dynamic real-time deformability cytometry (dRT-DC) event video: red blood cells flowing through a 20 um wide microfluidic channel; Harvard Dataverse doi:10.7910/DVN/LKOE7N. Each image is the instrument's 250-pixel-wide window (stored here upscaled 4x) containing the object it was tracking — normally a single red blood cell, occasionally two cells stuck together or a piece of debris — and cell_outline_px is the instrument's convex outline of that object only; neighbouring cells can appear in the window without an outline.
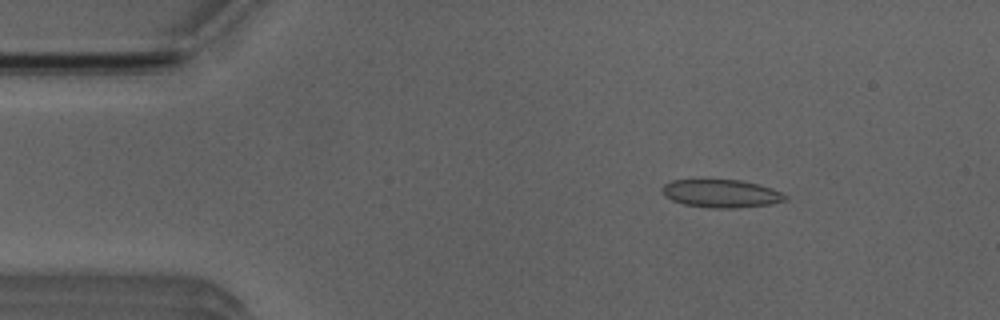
{"species": "Egyptian fruit bat (a non-hibernating species)", "species_latin": "Rousettus aegyptiacus", "temperature_condition": "room temperature", "stored_images_in_passage": 4, "camera_frame_rate_fps": 3000, "um_per_image_px": 0.085, "animal": {"sex": "male"}, "frame": {"image": 1, "passage_image": 2, "time_ms": 1.333, "image_size_px": [1000, 320], "cell_outline_px": [[788, 200], [768, 204], [736, 208], [712, 208], [684, 204], [672, 200], [664, 196], [660, 188], [664, 184], [672, 180], [740, 180], [760, 184], [772, 188], [788, 196]], "centroid_in_image_um": [61.3, 16.45], "position_along_channel_um": 23.7, "area_um2": 20.11}}
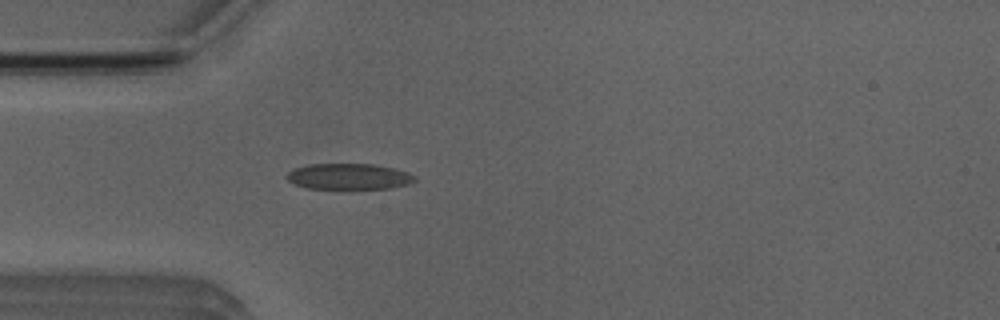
{"frame": {"image": 2, "passage_image": 4, "time_ms": 3.667, "image_size_px": [1000, 320], "cell_outline_px": [[416, 180], [408, 184], [392, 188], [348, 192], [344, 192], [308, 188], [296, 184], [288, 180], [284, 176], [288, 172], [296, 168], [308, 164], [372, 164], [392, 168], [408, 172], [416, 176]], "centroid_in_image_um": [29.66, 15.06], "position_along_channel_um": 55.3, "area_um2": 20.4}}